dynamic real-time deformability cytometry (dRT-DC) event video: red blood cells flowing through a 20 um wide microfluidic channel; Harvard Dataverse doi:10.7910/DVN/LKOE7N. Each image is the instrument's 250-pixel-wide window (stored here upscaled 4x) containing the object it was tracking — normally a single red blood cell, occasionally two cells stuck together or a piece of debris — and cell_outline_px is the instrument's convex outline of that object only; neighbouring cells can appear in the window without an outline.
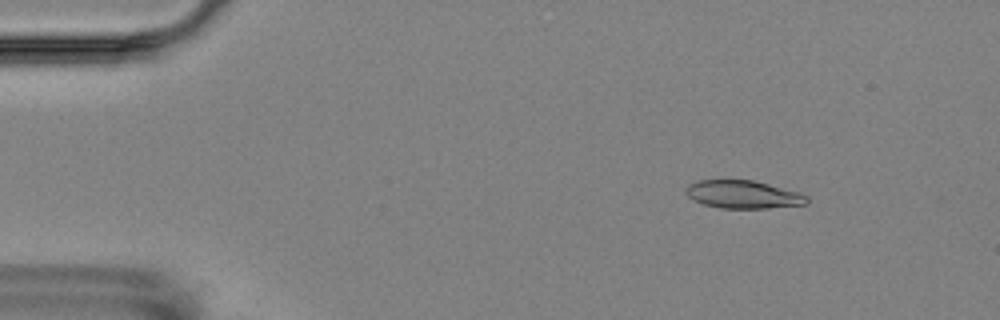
{"species": "Egyptian fruit bat (a non-hibernating species)", "species_latin": "Rousettus aegyptiacus", "temperature_condition": "room temperature", "stored_images_in_passage": 6, "camera_frame_rate_fps": 3000, "um_per_image_px": 0.085, "animal": {"sex": "female"}, "frame": {"image": 1, "passage_image": 2, "time_ms": 1.333, "image_size_px": [1000, 320], "cell_outline_px": [[808, 204], [768, 208], [720, 208], [704, 204], [692, 200], [684, 192], [684, 188], [688, 184], [700, 180], [752, 180], [800, 192], [808, 196]], "centroid_in_image_um": [63.15, 16.53], "position_along_channel_um": 21.8, "area_um2": 19.83}}
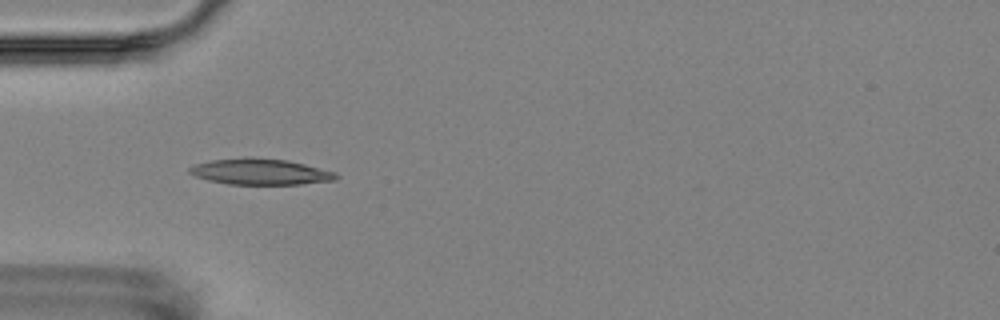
{"frame": {"image": 2, "passage_image": 5, "time_ms": 4.667, "image_size_px": [1000, 320], "cell_outline_px": [[340, 176], [336, 180], [300, 184], [228, 184], [208, 180], [196, 176], [188, 172], [188, 168], [196, 164], [212, 160], [248, 156], [252, 156], [288, 160], [336, 172]], "centroid_in_image_um": [22.14, 14.58], "position_along_channel_um": 62.9, "area_um2": 22.37}}